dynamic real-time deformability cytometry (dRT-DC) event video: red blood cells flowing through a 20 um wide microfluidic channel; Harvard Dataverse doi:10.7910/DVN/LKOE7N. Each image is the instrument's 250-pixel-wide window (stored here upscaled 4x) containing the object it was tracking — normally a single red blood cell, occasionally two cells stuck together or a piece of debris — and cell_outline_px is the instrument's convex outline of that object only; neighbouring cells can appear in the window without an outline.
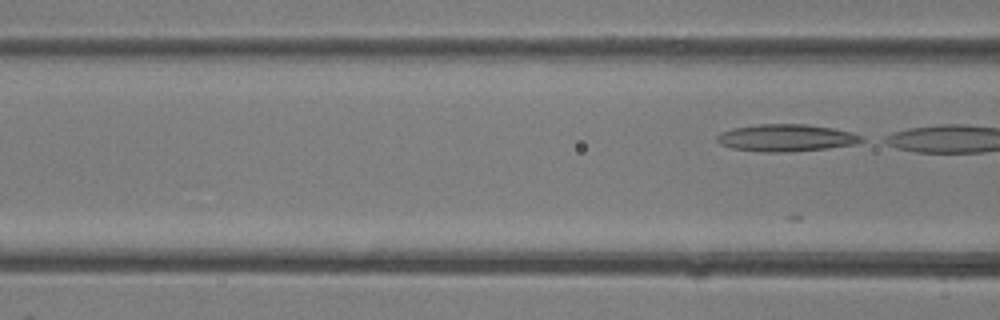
{"species": "common noctule bat (a hibernating species)", "species_latin": "Nyctalus noctula", "temperature_condition": "room temperature", "stored_images_in_passage": 3, "segment_of_instrument_passage": [2, 2], "camera_frame_rate_fps": 3000, "um_per_image_px": 0.085, "animal": {"sex": "female"}, "frame": {"image": 1, "passage_image": 3, "time_ms": 0.667, "image_size_px": [1000, 320], "cell_outline_px": [[864, 140], [856, 144], [828, 148], [788, 152], [760, 152], [732, 148], [720, 144], [716, 140], [716, 136], [720, 132], [732, 128], [760, 124], [808, 124], [832, 128], [852, 132], [864, 136]], "centroid_in_image_um": [66.82, 11.71], "position_along_channel_um": 99.8, "area_um2": 23.06}}